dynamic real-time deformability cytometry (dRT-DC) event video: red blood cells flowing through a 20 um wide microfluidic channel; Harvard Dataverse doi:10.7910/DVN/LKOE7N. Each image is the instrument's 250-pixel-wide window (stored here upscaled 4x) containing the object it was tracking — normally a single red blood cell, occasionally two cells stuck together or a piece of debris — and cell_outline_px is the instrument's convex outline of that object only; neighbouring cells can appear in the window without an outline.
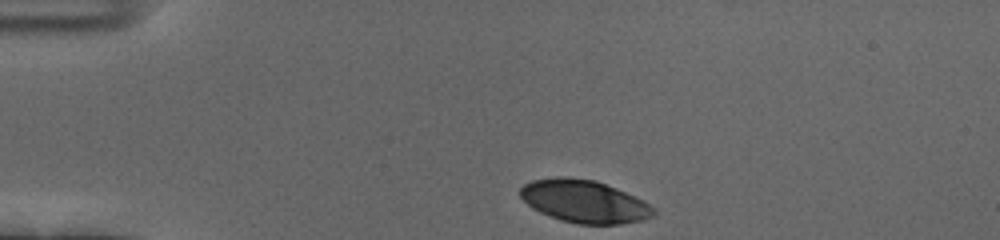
{"species": "human", "species_latin": "Homo sapiens", "temperature_condition": "cold", "stored_images_in_passage": 36, "camera_frame_rate_fps": 3000, "um_per_image_px": 0.085, "donor": {"sex": "female"}, "frame": {"image": 1, "passage_image": 1, "time_ms": 0.0, "image_size_px": [1000, 240], "cell_outline_px": [[656, 216], [644, 220], [620, 224], [576, 224], [560, 220], [540, 212], [532, 208], [520, 196], [520, 188], [524, 184], [532, 180], [560, 176], [568, 176], [596, 180], [616, 188], [656, 208]], "centroid_in_image_um": [49.66, 17.12], "position_along_channel_um": 35.3, "area_um2": 33.23}}
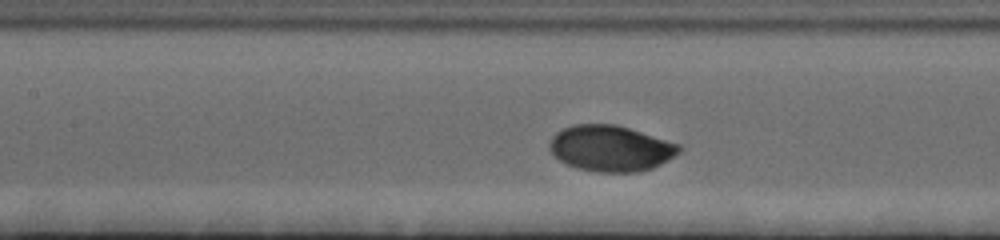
{"frame": {"image": 2, "passage_image": 15, "time_ms": 4.667, "image_size_px": [1000, 240], "cell_outline_px": [[684, 148], [680, 152], [660, 164], [652, 168], [640, 172], [596, 172], [576, 168], [560, 160], [548, 148], [548, 144], [552, 136], [556, 132], [564, 128], [576, 124], [616, 124], [680, 144]], "centroid_in_image_um": [51.91, 12.61], "position_along_channel_um": 155.5, "area_um2": 34.68}}
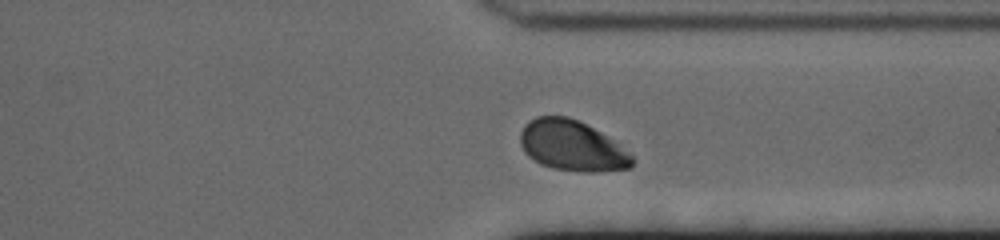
{"frame": {"image": 3, "passage_image": 32, "time_ms": 10.333, "image_size_px": [1000, 240], "cell_outline_px": [[632, 168], [600, 172], [576, 172], [552, 168], [540, 164], [528, 156], [524, 152], [520, 144], [520, 132], [524, 124], [528, 120], [536, 116], [568, 116], [600, 132], [632, 156]], "centroid_in_image_um": [48.55, 12.41], "position_along_channel_um": 362.8, "area_um2": 32.77}, "authors_computed_cell_mechanics": {"area_um2": 34.2754, "velocity_mm_per_s": 3.6486, "shape_relaxation_time_tau1_ms": 2.348, "shape_relaxation_time_tau2_ms": null, "deformation_change_tau1": 0.1387, "deformation_change_tau2": null}}